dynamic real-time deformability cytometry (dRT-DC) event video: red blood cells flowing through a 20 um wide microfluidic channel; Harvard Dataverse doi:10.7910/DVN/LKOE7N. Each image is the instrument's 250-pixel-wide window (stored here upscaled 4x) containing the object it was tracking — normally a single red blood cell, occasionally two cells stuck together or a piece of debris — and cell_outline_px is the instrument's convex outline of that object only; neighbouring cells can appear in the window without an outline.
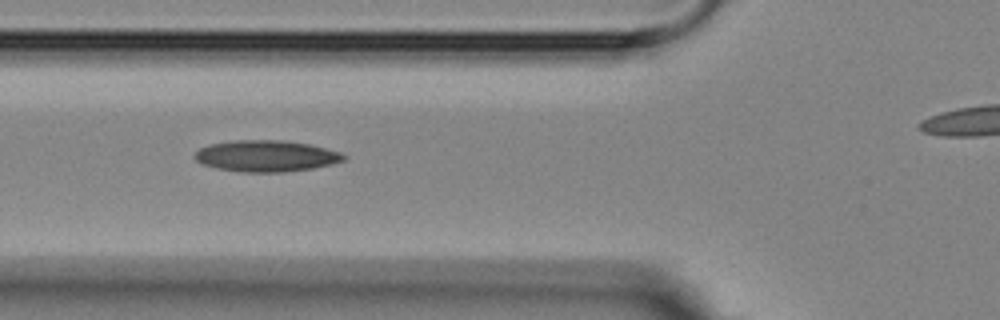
{"species": "Egyptian fruit bat (a non-hibernating species)", "species_latin": "Rousettus aegyptiacus", "temperature_condition": "room temperature", "stored_images_in_passage": 7, "segment_of_instrument_passage": [1, 2], "camera_frame_rate_fps": 3000, "um_per_image_px": 0.085, "animal": {"sex": "female"}, "frame": {"image": 1, "passage_image": 5, "time_ms": 5.667, "image_size_px": [1000, 320], "cell_outline_px": [[348, 156], [344, 160], [332, 164], [312, 168], [284, 172], [244, 172], [216, 168], [200, 164], [192, 156], [200, 148], [208, 144], [232, 140], [284, 140], [308, 144], [340, 152]], "centroid_in_image_um": [22.58, 13.25], "position_along_channel_um": 103.2, "area_um2": 27.34}}
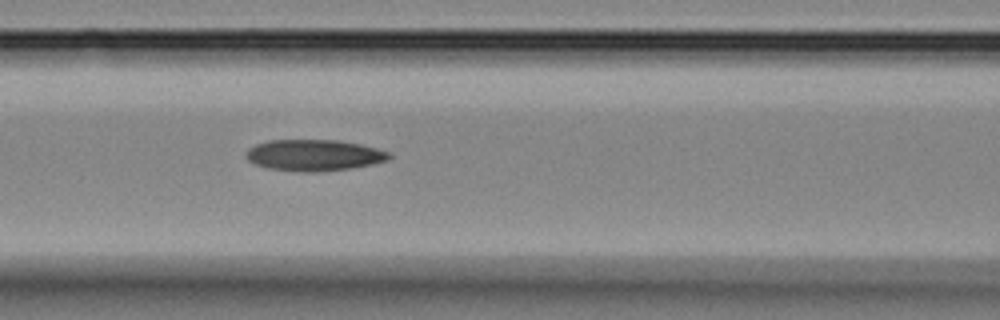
{"frame": {"image": 2, "passage_image": 6, "time_ms": 6.667, "image_size_px": [1000, 320], "cell_outline_px": [[392, 156], [388, 160], [352, 168], [316, 172], [300, 172], [268, 168], [256, 164], [248, 160], [244, 156], [244, 152], [248, 148], [256, 144], [268, 140], [336, 140], [360, 144], [376, 148], [388, 152]], "centroid_in_image_um": [26.65, 13.19], "position_along_channel_um": 140.0, "area_um2": 26.13}}